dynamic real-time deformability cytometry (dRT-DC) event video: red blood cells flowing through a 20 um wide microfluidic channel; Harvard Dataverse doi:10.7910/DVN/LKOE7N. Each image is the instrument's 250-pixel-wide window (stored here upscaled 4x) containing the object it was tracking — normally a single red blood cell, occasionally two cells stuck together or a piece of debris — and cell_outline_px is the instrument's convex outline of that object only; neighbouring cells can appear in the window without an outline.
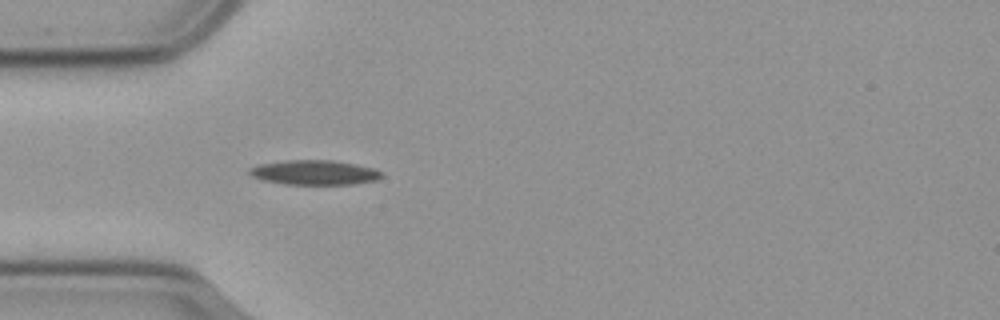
{"species": "common noctule bat (a hibernating species)", "species_latin": "Nyctalus noctula", "temperature_condition": "cold", "stored_images_in_passage": 41, "camera_frame_rate_fps": 3000, "um_per_image_px": 0.085, "animal": {"sex": "male", "body_mass_g": 23.1, "forearm_length_mm": 52.7}, "frame": {"image": 1, "passage_image": 1, "time_ms": 0.0, "image_size_px": [1000, 320], "cell_outline_px": [[384, 176], [376, 180], [352, 184], [284, 184], [264, 180], [252, 176], [248, 172], [248, 168], [260, 164], [288, 160], [332, 160], [356, 164], [376, 168], [384, 172]], "centroid_in_image_um": [26.78, 14.66], "position_along_channel_um": 58.2, "area_um2": 19.07}}
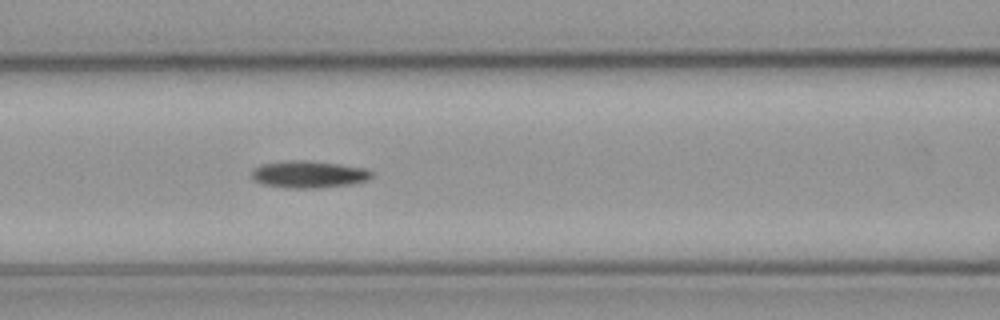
{"frame": {"image": 2, "passage_image": 8, "time_ms": 2.333, "image_size_px": [1000, 320], "cell_outline_px": [[372, 176], [368, 180], [352, 184], [320, 188], [284, 188], [264, 184], [256, 180], [252, 176], [252, 168], [260, 164], [288, 160], [312, 160], [340, 164], [364, 168], [372, 172]], "centroid_in_image_um": [26.24, 14.81], "position_along_channel_um": 140.4, "area_um2": 19.13}}
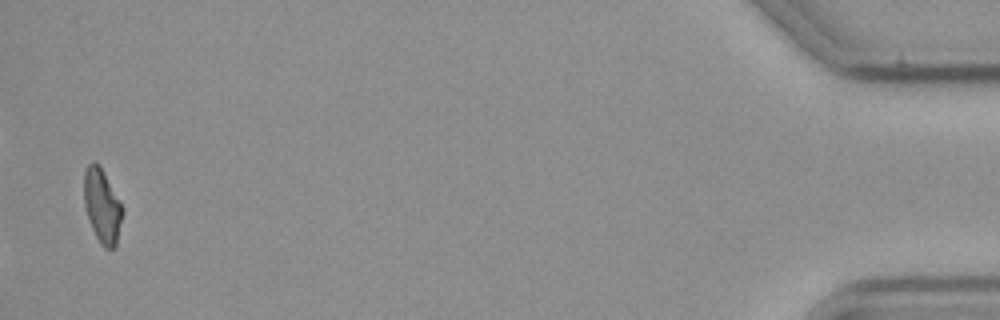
{"frame": {"image": 3, "passage_image": 40, "time_ms": 13.0, "image_size_px": [1000, 320], "cell_outline_px": [[124, 212], [116, 244], [112, 248], [104, 248], [100, 244], [92, 228], [84, 204], [84, 172], [88, 164], [92, 160], [100, 164], [120, 200]], "centroid_in_image_um": [8.69, 17.46], "position_along_channel_um": 426.5, "area_um2": 16.7}}